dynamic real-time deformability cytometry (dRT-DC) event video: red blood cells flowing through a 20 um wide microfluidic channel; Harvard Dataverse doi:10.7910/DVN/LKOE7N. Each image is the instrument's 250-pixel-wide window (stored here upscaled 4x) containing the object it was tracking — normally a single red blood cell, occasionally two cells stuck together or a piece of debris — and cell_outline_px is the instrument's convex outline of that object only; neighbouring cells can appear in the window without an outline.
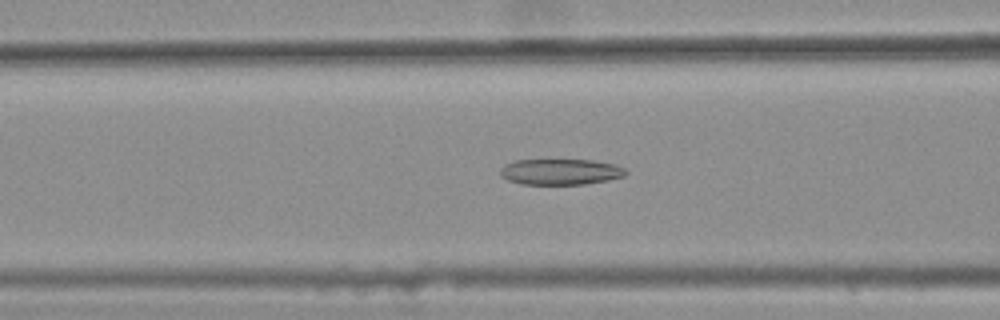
{"species": "common noctule bat (a hibernating species)", "species_latin": "Nyctalus noctula", "temperature_condition": "warm", "stored_images_in_passage": 37, "camera_frame_rate_fps": 3000, "um_per_image_px": 0.085, "animal": {"sex": "female", "body_mass_g": 25.1}, "frame": {"image": 1, "passage_image": 11, "time_ms": 3.333, "image_size_px": [1000, 320], "cell_outline_px": [[628, 172], [624, 176], [608, 180], [584, 184], [520, 184], [508, 180], [500, 176], [500, 168], [504, 164], [516, 160], [592, 160], [616, 164], [624, 168]], "centroid_in_image_um": [47.63, 14.6], "position_along_channel_um": 119.0, "area_um2": 19.02}}
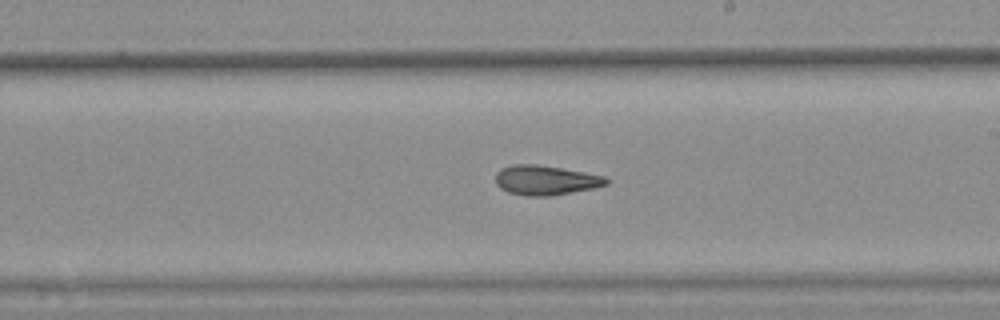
{"frame": {"image": 2, "passage_image": 21, "time_ms": 6.667, "image_size_px": [1000, 320], "cell_outline_px": [[608, 184], [596, 188], [552, 196], [524, 196], [508, 192], [500, 188], [496, 184], [496, 172], [500, 168], [512, 164], [536, 164], [584, 172], [604, 176], [608, 180]], "centroid_in_image_um": [46.36, 15.32], "position_along_channel_um": 242.6, "area_um2": 19.31}}
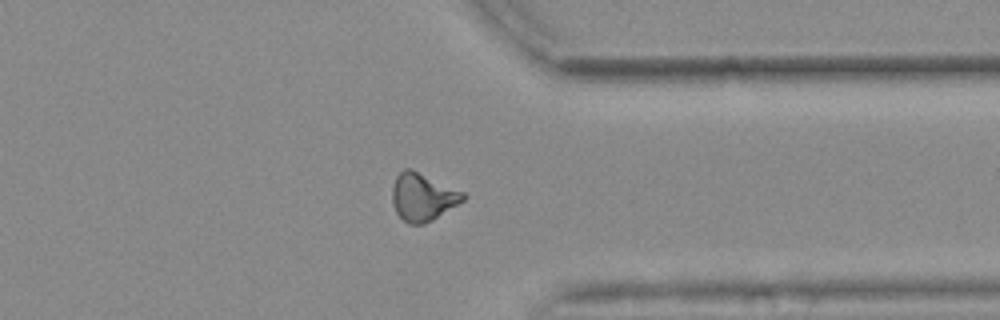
{"frame": {"image": 3, "passage_image": 32, "time_ms": 10.333, "image_size_px": [1000, 320], "cell_outline_px": [[468, 196], [464, 200], [432, 220], [424, 224], [408, 224], [396, 212], [392, 204], [392, 188], [396, 176], [404, 168], [412, 168], [464, 192]], "centroid_in_image_um": [35.92, 16.73], "position_along_channel_um": 375.5, "area_um2": 19.77}, "authors_computed_cell_mechanics": {"area_um2": 19.0162, "velocity_mm_per_s": 3.7121, "shape_relaxation_time_tau1_ms": null, "shape_relaxation_time_tau2_ms": 3.0481, "deformation_change_tau1": null, "deformation_change_tau2": 0.0977}}